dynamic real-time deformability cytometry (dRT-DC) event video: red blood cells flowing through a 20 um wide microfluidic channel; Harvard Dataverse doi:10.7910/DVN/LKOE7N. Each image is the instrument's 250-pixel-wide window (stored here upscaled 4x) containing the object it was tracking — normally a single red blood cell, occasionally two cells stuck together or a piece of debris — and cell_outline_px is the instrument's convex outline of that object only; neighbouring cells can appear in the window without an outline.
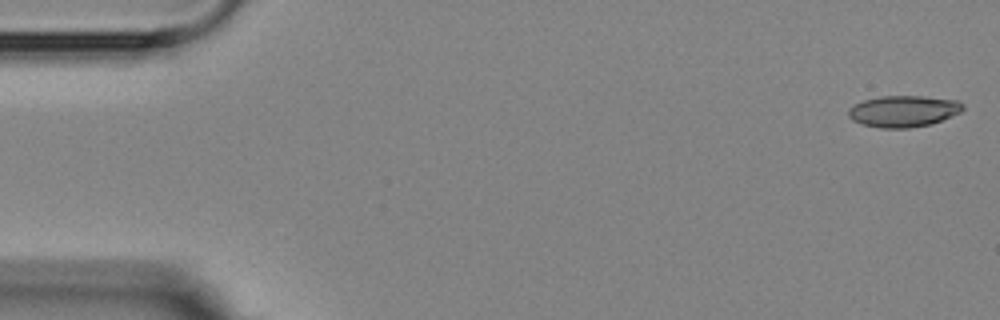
{"species": "Egyptian fruit bat (a non-hibernating species)", "species_latin": "Rousettus aegyptiacus", "temperature_condition": "room temperature", "stored_images_in_passage": 2, "camera_frame_rate_fps": 3000, "um_per_image_px": 0.085, "animal": {"sex": "female"}, "frame": {"image": 1, "passage_image": 1, "time_ms": 0.0, "image_size_px": [1000, 320], "cell_outline_px": [[964, 108], [960, 112], [932, 124], [908, 128], [880, 128], [860, 124], [852, 120], [848, 116], [848, 108], [852, 104], [864, 100], [880, 96], [924, 96], [960, 100], [964, 104]], "centroid_in_image_um": [76.78, 9.45], "position_along_channel_um": 8.2, "area_um2": 21.27}}